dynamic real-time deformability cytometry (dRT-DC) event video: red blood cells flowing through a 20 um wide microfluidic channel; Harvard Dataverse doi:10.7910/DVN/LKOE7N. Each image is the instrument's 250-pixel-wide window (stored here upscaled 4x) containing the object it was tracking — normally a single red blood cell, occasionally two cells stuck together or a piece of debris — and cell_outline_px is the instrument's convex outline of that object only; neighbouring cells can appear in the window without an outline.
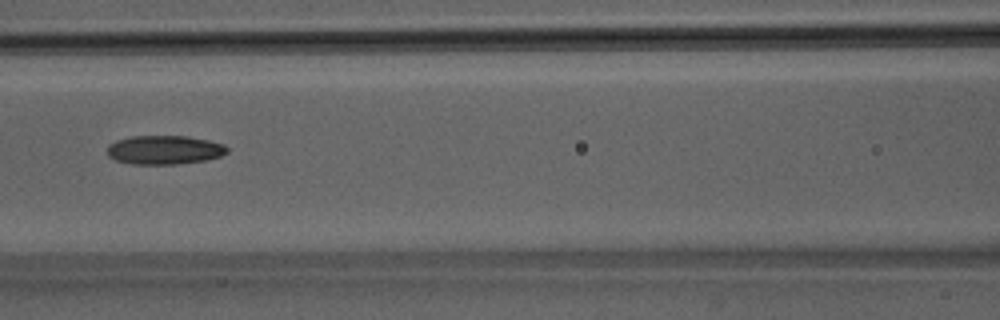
{"species": "Egyptian fruit bat (a non-hibernating species)", "species_latin": "Rousettus aegyptiacus", "temperature_condition": "room temperature", "stored_images_in_passage": 50, "camera_frame_rate_fps": 3000, "um_per_image_px": 0.085, "animal": {"sex": "male"}, "frame": {"image": 1, "passage_image": 23, "time_ms": 7.333, "image_size_px": [1000, 320], "cell_outline_px": [[228, 152], [220, 156], [204, 160], [176, 164], [132, 164], [116, 160], [108, 156], [108, 144], [116, 140], [132, 136], [184, 136], [208, 140], [224, 144], [228, 148]], "centroid_in_image_um": [13.96, 12.74], "position_along_channel_um": 152.6, "area_um2": 20.11}}
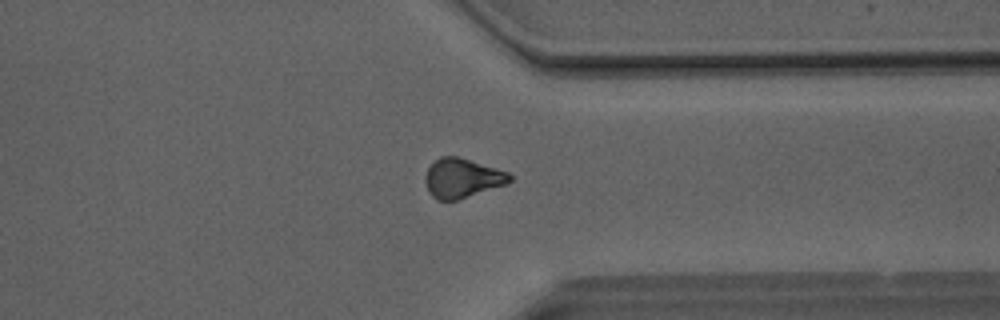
{"frame": {"image": 2, "passage_image": 39, "time_ms": 12.667, "image_size_px": [1000, 320], "cell_outline_px": [[512, 180], [508, 184], [456, 200], [436, 200], [428, 192], [424, 180], [424, 176], [428, 168], [440, 156], [456, 156], [496, 168], [508, 172], [512, 176]], "centroid_in_image_um": [39.28, 15.15], "position_along_channel_um": 372.1, "area_um2": 19.36}}
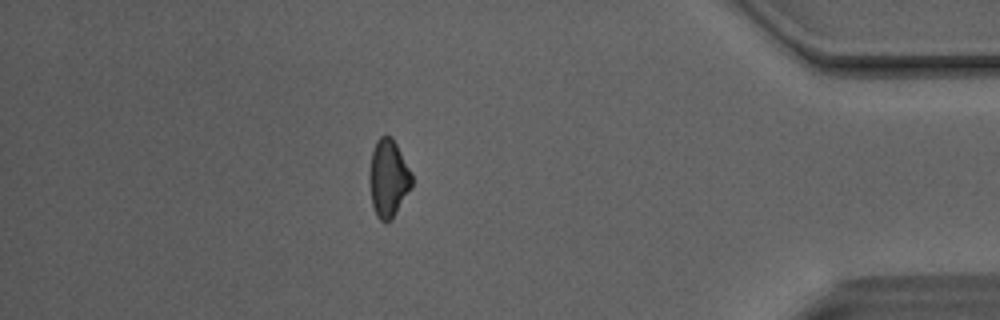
{"frame": {"image": 3, "passage_image": 44, "time_ms": 14.333, "image_size_px": [1000, 320], "cell_outline_px": [[412, 188], [396, 212], [388, 220], [380, 220], [376, 216], [372, 204], [368, 176], [368, 172], [372, 152], [376, 140], [380, 136], [392, 136], [412, 172]], "centroid_in_image_um": [33.0, 15.11], "position_along_channel_um": 402.2, "area_um2": 19.25}, "authors_computed_cell_mechanics": {"area_um2": 20.0566, "velocity_mm_per_s": 4.1495, "shape_relaxation_time_tau1_ms": 4.3214, "shape_relaxation_time_tau2_ms": 7.4061, "deformation_change_tau1": 0.1363, "deformation_change_tau2": 0.1732}}